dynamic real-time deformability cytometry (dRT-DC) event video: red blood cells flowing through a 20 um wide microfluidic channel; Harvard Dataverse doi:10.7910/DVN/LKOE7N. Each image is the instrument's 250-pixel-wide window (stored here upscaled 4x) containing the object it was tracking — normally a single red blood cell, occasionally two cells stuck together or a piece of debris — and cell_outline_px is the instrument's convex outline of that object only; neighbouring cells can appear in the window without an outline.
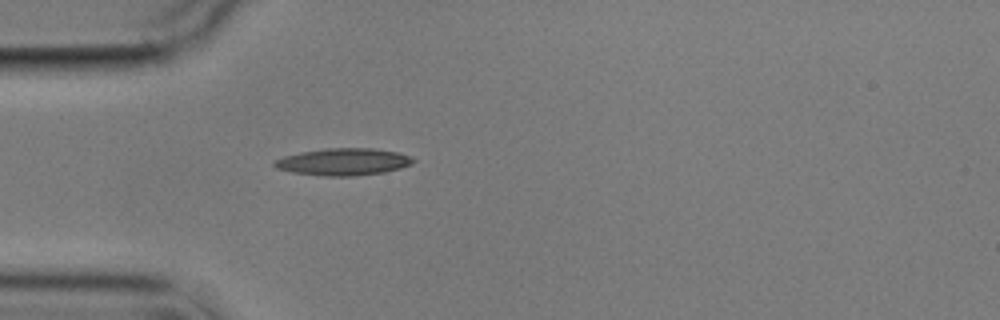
{"species": "common noctule bat (a hibernating species)", "species_latin": "Nyctalus noctula", "temperature_condition": "cold", "stored_images_in_passage": 5, "camera_frame_rate_fps": 3000, "um_per_image_px": 0.085, "animal": {"sex": "male", "body_mass_g": 17.9}, "frame": {"image": 1, "passage_image": 5, "time_ms": 4.667, "image_size_px": [1000, 320], "cell_outline_px": [[416, 160], [412, 164], [400, 168], [384, 172], [352, 176], [324, 176], [292, 172], [276, 168], [272, 164], [276, 160], [284, 156], [300, 152], [328, 148], [372, 148], [400, 152], [412, 156]], "centroid_in_image_um": [29.23, 13.75], "position_along_channel_um": 55.8, "area_um2": 21.96}}